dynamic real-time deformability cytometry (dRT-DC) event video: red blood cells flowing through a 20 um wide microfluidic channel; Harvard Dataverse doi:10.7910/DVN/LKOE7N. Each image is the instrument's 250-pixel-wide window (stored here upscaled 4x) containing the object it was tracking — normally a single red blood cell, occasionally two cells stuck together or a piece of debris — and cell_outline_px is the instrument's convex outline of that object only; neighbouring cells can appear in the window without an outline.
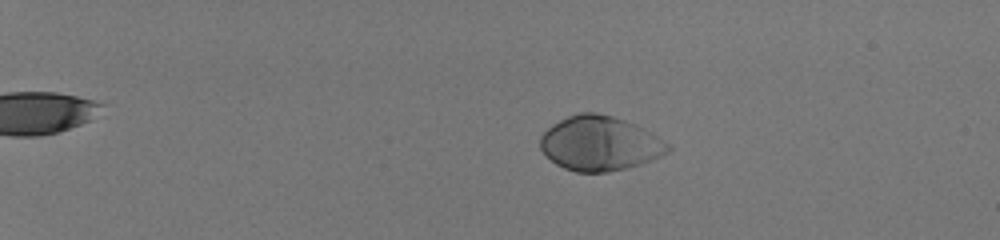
{"species": "human", "species_latin": "Homo sapiens", "temperature_condition": "room temperature", "stored_images_in_passage": 57, "camera_frame_rate_fps": 3000, "um_per_image_px": 0.085, "donor": {"sex": "male"}, "frame": {"image": 1, "passage_image": 14, "time_ms": 4.333, "image_size_px": [1000, 240], "cell_outline_px": [[672, 148], [668, 152], [660, 156], [640, 164], [628, 168], [608, 172], [576, 172], [564, 168], [556, 164], [540, 148], [540, 136], [552, 124], [568, 116], [580, 112], [596, 112], [612, 116], [636, 124], [664, 140]], "centroid_in_image_um": [50.98, 12.19], "position_along_channel_um": 34.0, "area_um2": 40.46}}
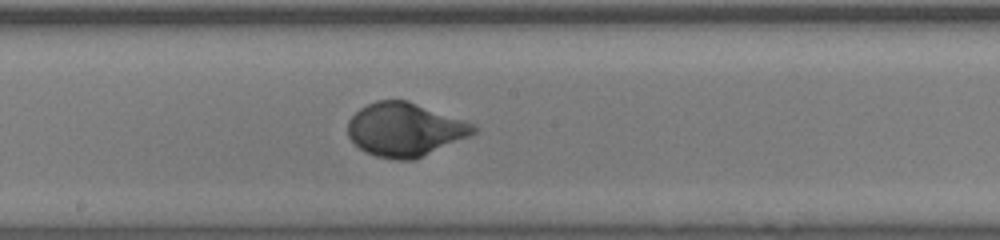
{"frame": {"image": 2, "passage_image": 37, "time_ms": 12.0, "image_size_px": [1000, 240], "cell_outline_px": [[476, 132], [472, 136], [416, 160], [396, 160], [376, 156], [364, 152], [348, 136], [348, 120], [360, 108], [376, 100], [408, 100], [476, 124]], "centroid_in_image_um": [34.46, 11.03], "position_along_channel_um": 213.7, "area_um2": 39.65}}
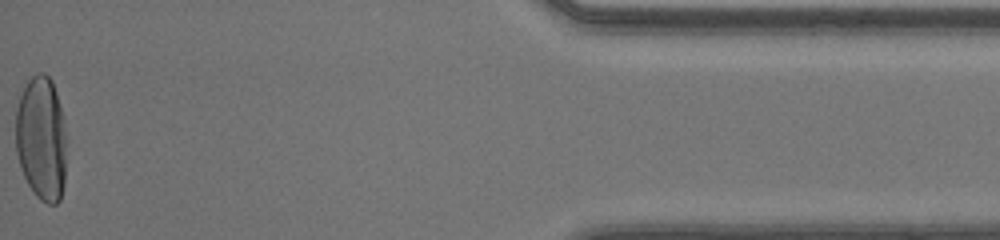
{"frame": {"image": 3, "passage_image": 57, "time_ms": 18.667, "image_size_px": [1000, 240], "cell_outline_px": [[64, 184], [60, 200], [56, 204], [48, 204], [40, 200], [36, 196], [28, 184], [20, 168], [16, 152], [16, 108], [20, 96], [28, 80], [32, 76], [40, 72], [44, 72], [52, 80], [56, 92], [64, 120]], "centroid_in_image_um": [3.5, 11.77], "position_along_channel_um": 431.7, "area_um2": 36.7}, "authors_computed_cell_mechanics": {"area_um2": 39.6508, "velocity_mm_per_s": 4.0819, "shape_relaxation_time_tau1_ms": 2.4711, "shape_relaxation_time_tau2_ms": null, "deformation_change_tau1": 0.1677, "deformation_change_tau2": null}}